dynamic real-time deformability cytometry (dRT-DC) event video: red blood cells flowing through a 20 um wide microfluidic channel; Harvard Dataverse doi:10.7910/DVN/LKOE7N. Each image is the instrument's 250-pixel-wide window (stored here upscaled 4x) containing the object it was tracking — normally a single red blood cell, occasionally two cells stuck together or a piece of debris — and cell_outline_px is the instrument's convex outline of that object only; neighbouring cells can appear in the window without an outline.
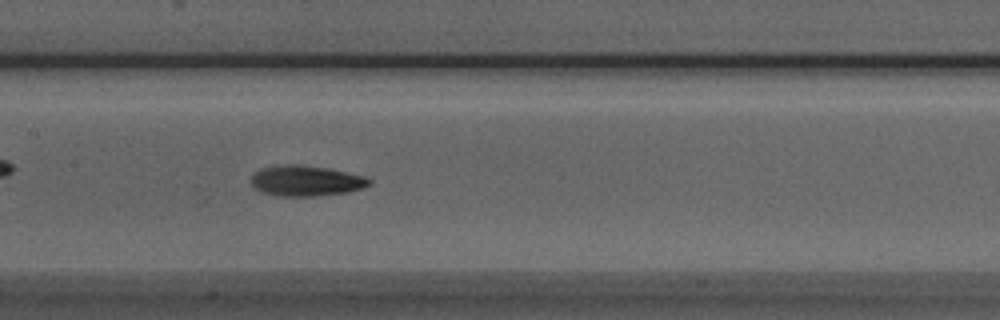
{"species": "Egyptian fruit bat (a non-hibernating species)", "species_latin": "Rousettus aegyptiacus", "temperature_condition": "room temperature", "stored_images_in_passage": 51, "camera_frame_rate_fps": 3000, "um_per_image_px": 0.085, "animal": {"sex": "male"}, "frame": {"image": 1, "passage_image": 23, "time_ms": 7.333, "image_size_px": [1000, 320], "cell_outline_px": [[372, 184], [364, 188], [348, 192], [316, 196], [276, 196], [260, 192], [248, 180], [260, 168], [276, 164], [304, 164], [328, 168], [364, 176], [372, 180]], "centroid_in_image_um": [25.99, 15.36], "position_along_channel_um": 181.4, "area_um2": 21.5}}
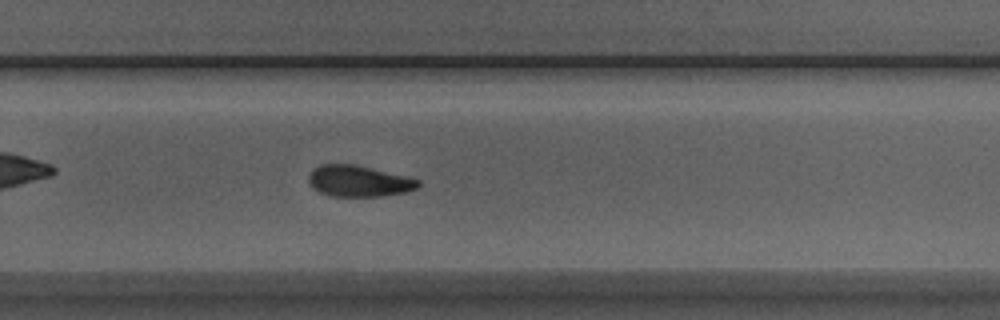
{"frame": {"image": 2, "passage_image": 32, "time_ms": 10.333, "image_size_px": [1000, 320], "cell_outline_px": [[420, 184], [416, 188], [404, 192], [380, 196], [332, 196], [320, 192], [312, 188], [308, 180], [308, 176], [312, 168], [320, 164], [352, 164], [404, 176], [420, 180]], "centroid_in_image_um": [30.42, 15.39], "position_along_channel_um": 299.4, "area_um2": 19.65}}
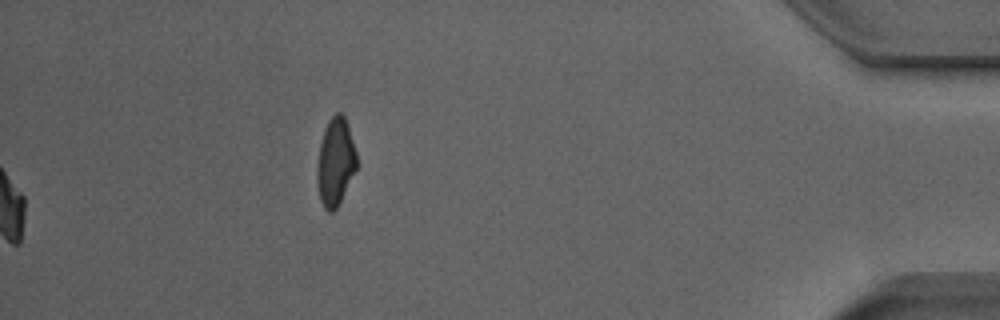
{"frame": {"image": 3, "passage_image": 51, "time_ms": 16.667, "image_size_px": [1000, 320], "cell_outline_px": [[356, 168], [336, 208], [332, 212], [328, 212], [324, 208], [320, 200], [316, 180], [316, 168], [320, 144], [324, 128], [328, 120], [336, 112], [340, 112], [344, 116], [348, 124], [356, 152]], "centroid_in_image_um": [28.48, 13.73], "position_along_channel_um": 406.7, "area_um2": 20.11}, "authors_computed_cell_mechanics": {"area_um2": 20.2878, "velocity_mm_per_s": 3.9473, "shape_relaxation_time_tau1_ms": 2.9546, "shape_relaxation_time_tau2_ms": 5.6741, "deformation_change_tau1": 0.1382, "deformation_change_tau2": 0.1163}}